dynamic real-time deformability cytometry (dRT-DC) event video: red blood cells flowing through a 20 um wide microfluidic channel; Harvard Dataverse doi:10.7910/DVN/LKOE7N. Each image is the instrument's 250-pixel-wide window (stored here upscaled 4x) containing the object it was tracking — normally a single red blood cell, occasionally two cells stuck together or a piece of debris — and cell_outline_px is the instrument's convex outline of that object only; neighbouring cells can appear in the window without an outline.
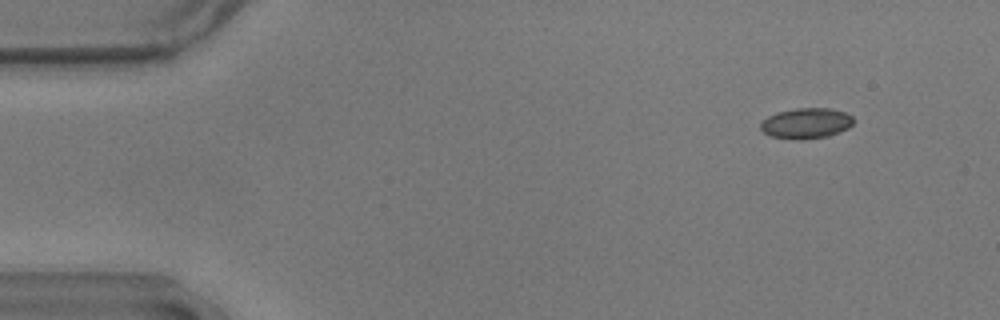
{"species": "common noctule bat (a hibernating species)", "species_latin": "Nyctalus noctula", "temperature_condition": "warm", "stored_images_in_passage": 16, "camera_frame_rate_fps": 3000, "um_per_image_px": 0.085, "animal": {"sex": "male", "body_mass_g": 17.9}, "frame": {"image": 1, "passage_image": 6, "time_ms": 1.667, "image_size_px": [1000, 320], "cell_outline_px": [[852, 124], [848, 128], [828, 136], [804, 140], [800, 140], [772, 136], [764, 132], [760, 128], [760, 124], [768, 116], [776, 112], [796, 108], [832, 108], [844, 112], [852, 116]], "centroid_in_image_um": [68.52, 10.47], "position_along_channel_um": 16.5, "area_um2": 16.47}}